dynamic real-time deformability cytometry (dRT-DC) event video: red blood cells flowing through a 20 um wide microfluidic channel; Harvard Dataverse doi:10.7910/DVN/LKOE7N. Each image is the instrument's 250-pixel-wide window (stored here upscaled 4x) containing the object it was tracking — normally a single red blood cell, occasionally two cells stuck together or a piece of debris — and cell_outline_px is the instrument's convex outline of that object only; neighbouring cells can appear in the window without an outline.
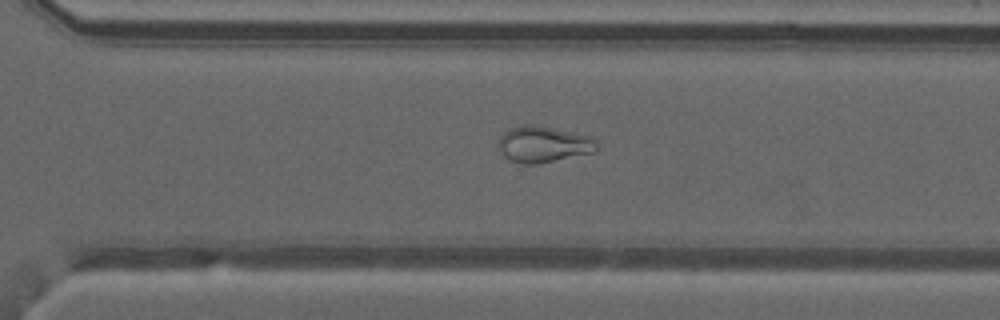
{"species": "common noctule bat (a hibernating species)", "species_latin": "Nyctalus noctula", "temperature_condition": "warm", "stored_images_in_passage": 31, "camera_frame_rate_fps": 3000, "um_per_image_px": 0.085, "animal": {"sex": "male", "forearm_length_mm": 52.5}, "frame": {"image": 1, "passage_image": 19, "time_ms": 6.0, "image_size_px": [1000, 320], "cell_outline_px": [[596, 148], [592, 152], [540, 164], [520, 164], [508, 160], [500, 152], [500, 136], [508, 128], [520, 124], [536, 124], [592, 136], [596, 140]], "centroid_in_image_um": [46.15, 12.25], "position_along_channel_um": 324.4, "area_um2": 20.98}}
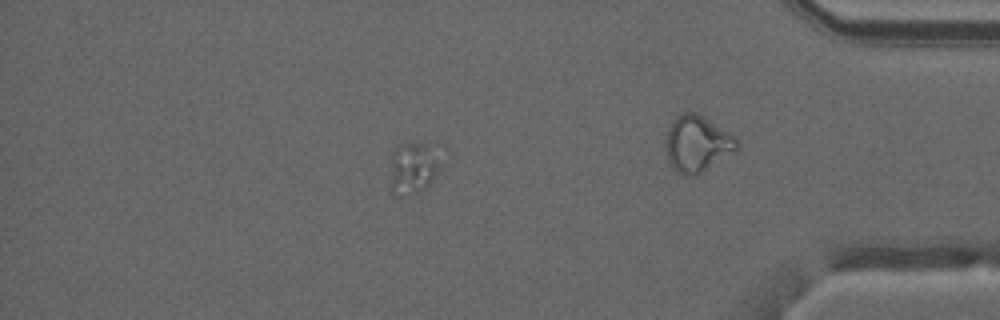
{"frame": {"image": 2, "passage_image": 23, "time_ms": 7.333, "image_size_px": [1000, 320], "cell_outline_px": [[444, 144], [432, 180], [424, 188], [416, 192], [400, 196], [392, 196], [388, 192], [392, 156], [396, 148], [400, 144]], "centroid_in_image_um": [35.11, 14.25], "position_along_channel_um": 400.1, "area_um2": 15.61}}